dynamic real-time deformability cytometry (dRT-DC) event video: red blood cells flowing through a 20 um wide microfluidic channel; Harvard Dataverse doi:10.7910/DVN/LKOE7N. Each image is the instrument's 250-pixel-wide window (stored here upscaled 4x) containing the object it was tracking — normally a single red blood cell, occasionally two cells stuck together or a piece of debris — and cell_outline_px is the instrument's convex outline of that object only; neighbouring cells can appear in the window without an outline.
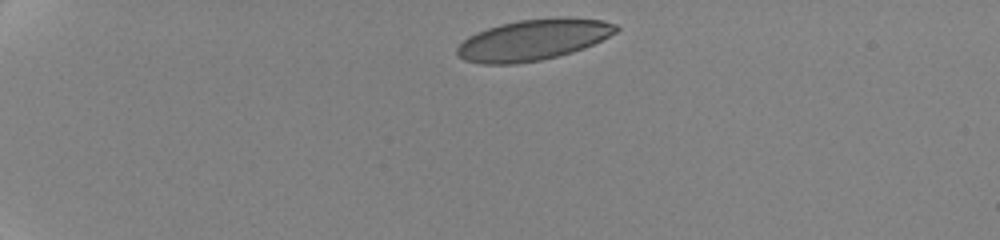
{"species": "human", "species_latin": "Homo sapiens", "temperature_condition": "cold", "stored_images_in_passage": 8, "camera_frame_rate_fps": 3000, "um_per_image_px": 0.085, "donor": {"sex": "female"}, "frame": {"image": 1, "passage_image": 1, "time_ms": 0.0, "image_size_px": [1000, 240], "cell_outline_px": [[620, 28], [616, 32], [584, 48], [572, 52], [540, 60], [516, 64], [480, 64], [464, 60], [456, 52], [456, 48], [468, 36], [476, 32], [500, 24], [520, 20], [556, 16], [568, 16], [604, 20], [616, 24]], "centroid_in_image_um": [45.33, 3.37], "position_along_channel_um": 39.7, "area_um2": 38.15}}
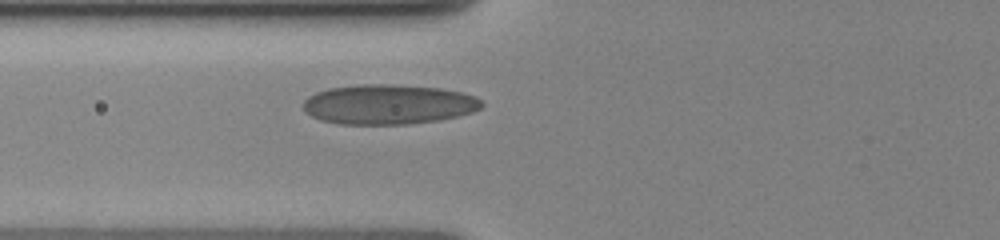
{"frame": {"image": 2, "passage_image": 5, "time_ms": 3.667, "image_size_px": [1000, 240], "cell_outline_px": [[484, 104], [480, 108], [472, 112], [440, 120], [408, 124], [340, 124], [320, 120], [312, 116], [304, 108], [304, 100], [308, 96], [316, 92], [328, 88], [364, 84], [392, 84], [444, 88], [476, 96]], "centroid_in_image_um": [33.03, 8.86], "position_along_channel_um": 92.8, "area_um2": 41.5}}
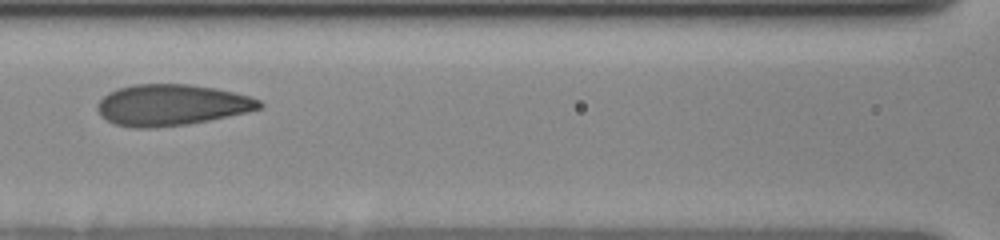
{"frame": {"image": 3, "passage_image": 7, "time_ms": 5.333, "image_size_px": [1000, 240], "cell_outline_px": [[264, 108], [248, 112], [188, 124], [152, 128], [132, 128], [116, 124], [108, 120], [96, 108], [96, 104], [108, 92], [116, 88], [132, 84], [188, 84], [216, 88], [248, 96], [260, 100], [264, 104]], "centroid_in_image_um": [14.59, 8.92], "position_along_channel_um": 152.0, "area_um2": 38.9}}